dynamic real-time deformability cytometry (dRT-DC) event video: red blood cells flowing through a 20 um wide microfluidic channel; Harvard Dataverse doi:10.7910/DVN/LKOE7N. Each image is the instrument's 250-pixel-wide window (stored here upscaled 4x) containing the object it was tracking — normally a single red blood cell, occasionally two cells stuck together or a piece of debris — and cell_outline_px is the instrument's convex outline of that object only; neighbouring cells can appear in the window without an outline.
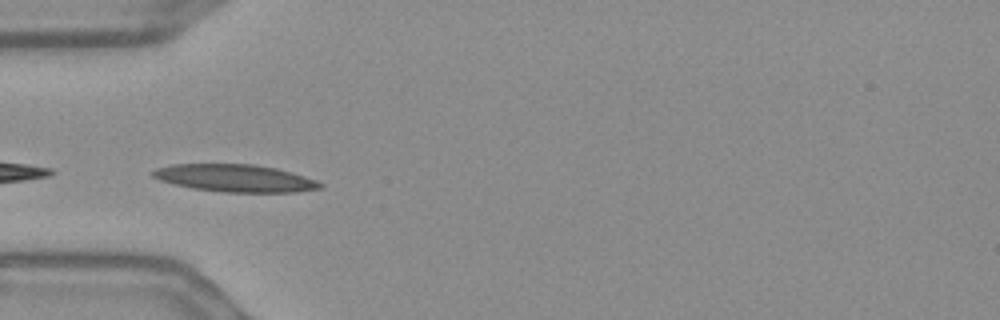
{"species": "Egyptian fruit bat (a non-hibernating species)", "species_latin": "Rousettus aegyptiacus", "temperature_condition": "warm", "stored_images_in_passage": 14, "camera_frame_rate_fps": 3000, "um_per_image_px": 0.085, "frame": {"image": 1, "passage_image": 1, "time_ms": 0.0, "image_size_px": [1000, 320], "cell_outline_px": [[324, 188], [296, 192], [224, 192], [192, 188], [160, 180], [152, 176], [148, 172], [156, 168], [172, 164], [252, 164], [276, 168], [292, 172], [316, 180], [324, 184]], "centroid_in_image_um": [19.99, 15.14], "position_along_channel_um": 65.0, "area_um2": 26.82}}
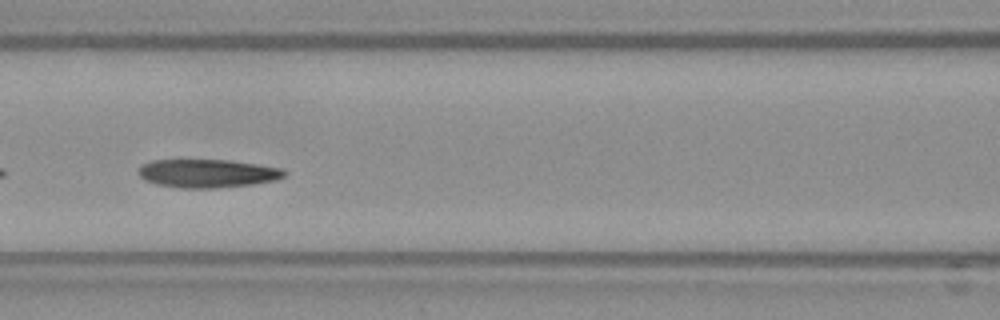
{"frame": {"image": 2, "passage_image": 8, "time_ms": 2.333, "image_size_px": [1000, 320], "cell_outline_px": [[288, 172], [284, 176], [276, 180], [252, 184], [216, 188], [180, 188], [156, 184], [144, 180], [136, 172], [136, 168], [140, 164], [152, 160], [176, 156], [232, 160], [284, 168]], "centroid_in_image_um": [17.53, 14.67], "position_along_channel_um": 149.1, "area_um2": 25.66}}